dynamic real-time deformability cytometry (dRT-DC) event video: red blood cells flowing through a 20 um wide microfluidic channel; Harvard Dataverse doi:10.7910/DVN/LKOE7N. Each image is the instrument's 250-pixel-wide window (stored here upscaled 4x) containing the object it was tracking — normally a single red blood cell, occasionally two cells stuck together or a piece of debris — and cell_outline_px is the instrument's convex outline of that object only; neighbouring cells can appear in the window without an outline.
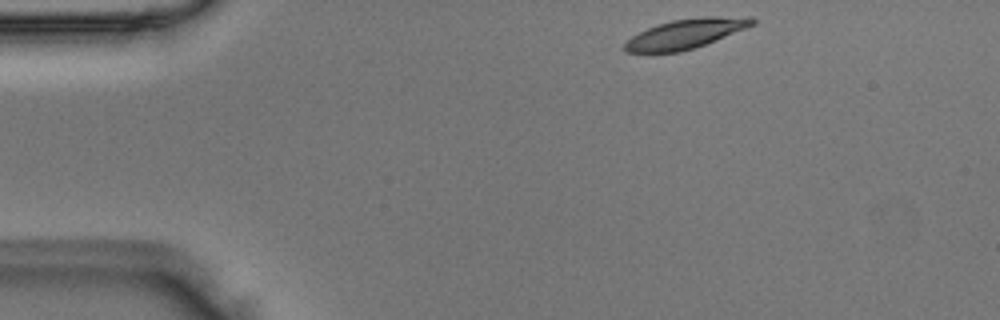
{"species": "Egyptian fruit bat (a non-hibernating species)", "species_latin": "Rousettus aegyptiacus", "temperature_condition": "room temperature", "stored_images_in_passage": 43, "camera_frame_rate_fps": 3000, "um_per_image_px": 0.085, "animal": {"sex": "male"}, "frame": {"image": 1, "passage_image": 1, "time_ms": 0.0, "image_size_px": [1000, 320], "cell_outline_px": [[756, 24], [704, 44], [680, 52], [624, 52], [624, 44], [632, 36], [648, 28], [672, 20], [704, 16], [752, 16], [756, 20]], "centroid_in_image_um": [58.32, 2.85], "position_along_channel_um": 26.7, "area_um2": 21.73}}
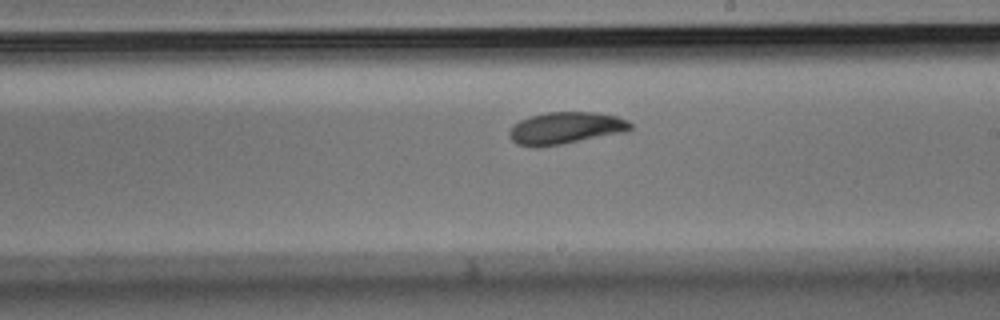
{"frame": {"image": 2, "passage_image": 22, "time_ms": 7.0, "image_size_px": [1000, 320], "cell_outline_px": [[632, 128], [628, 132], [540, 148], [532, 148], [516, 144], [508, 136], [508, 132], [512, 124], [528, 116], [548, 112], [596, 112], [616, 116], [628, 120], [632, 124]], "centroid_in_image_um": [48.05, 10.9], "position_along_channel_um": 241.0, "area_um2": 23.18}}
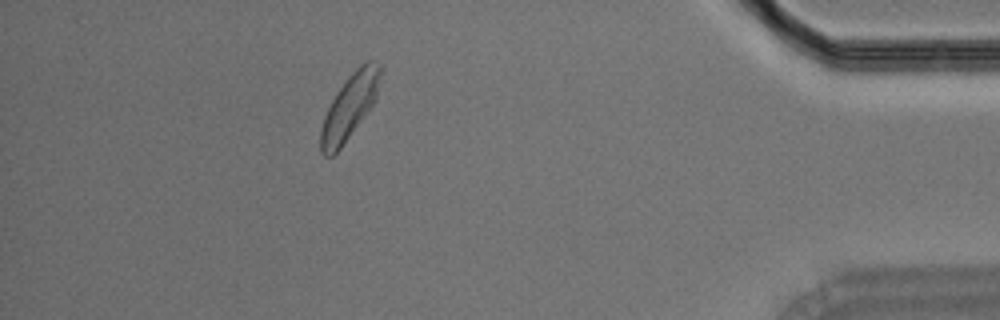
{"frame": {"image": 3, "passage_image": 38, "time_ms": 12.333, "image_size_px": [1000, 320], "cell_outline_px": [[384, 68], [376, 100], [340, 148], [332, 156], [324, 156], [320, 152], [320, 132], [324, 116], [336, 92], [348, 76], [360, 64], [368, 60], [380, 64]], "centroid_in_image_um": [29.74, 9.02], "position_along_channel_um": 405.5, "area_um2": 22.54}}